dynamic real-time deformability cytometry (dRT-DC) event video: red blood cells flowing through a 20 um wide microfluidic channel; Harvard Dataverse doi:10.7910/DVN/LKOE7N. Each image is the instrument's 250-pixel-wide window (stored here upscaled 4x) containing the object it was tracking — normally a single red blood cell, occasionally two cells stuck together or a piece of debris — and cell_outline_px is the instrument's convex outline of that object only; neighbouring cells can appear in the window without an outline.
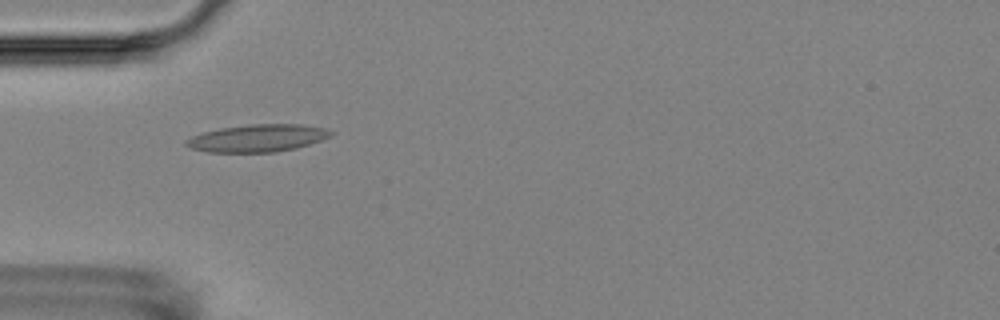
{"species": "Egyptian fruit bat (a non-hibernating species)", "species_latin": "Rousettus aegyptiacus", "temperature_condition": "room temperature", "stored_images_in_passage": 9, "camera_frame_rate_fps": 3000, "um_per_image_px": 0.085, "animal": {"sex": "female"}, "frame": {"image": 1, "passage_image": 6, "time_ms": 5.667, "image_size_px": [1000, 320], "cell_outline_px": [[336, 132], [332, 136], [296, 148], [276, 152], [208, 152], [192, 148], [184, 144], [184, 140], [192, 136], [204, 132], [220, 128], [248, 124], [300, 124], [328, 128]], "centroid_in_image_um": [21.93, 11.73], "position_along_channel_um": 63.1, "area_um2": 23.24}}
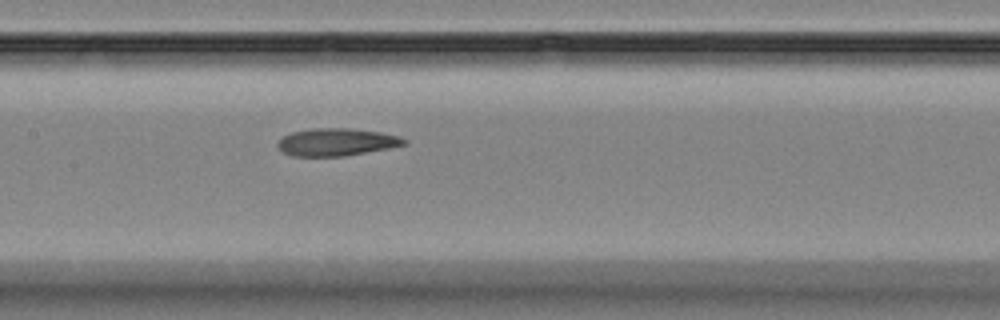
{"frame": {"image": 2, "passage_image": 9, "time_ms": 9.0, "image_size_px": [1000, 320], "cell_outline_px": [[408, 144], [388, 148], [344, 156], [292, 156], [284, 152], [276, 144], [284, 136], [292, 132], [312, 128], [348, 128], [380, 132], [400, 136], [408, 140]], "centroid_in_image_um": [28.64, 12.07], "position_along_channel_um": 178.8, "area_um2": 20.17}}